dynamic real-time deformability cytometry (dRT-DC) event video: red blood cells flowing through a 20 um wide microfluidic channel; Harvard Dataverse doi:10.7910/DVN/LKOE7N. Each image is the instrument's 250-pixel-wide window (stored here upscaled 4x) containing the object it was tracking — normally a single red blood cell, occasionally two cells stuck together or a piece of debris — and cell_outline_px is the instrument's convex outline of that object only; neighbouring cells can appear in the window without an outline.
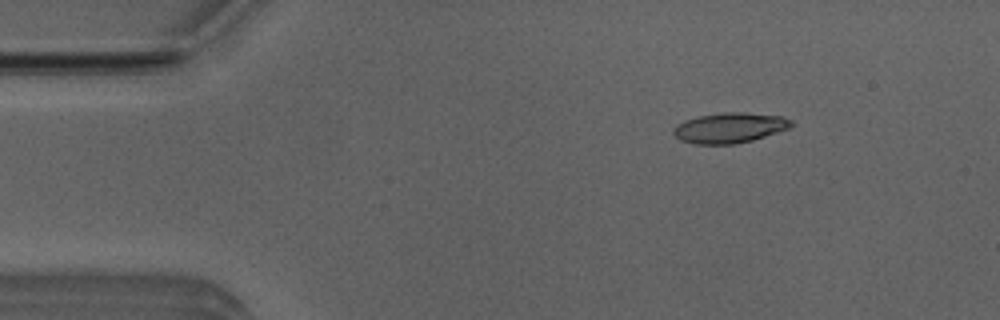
{"species": "Egyptian fruit bat (a non-hibernating species)", "species_latin": "Rousettus aegyptiacus", "temperature_condition": "room temperature", "stored_images_in_passage": 4, "camera_frame_rate_fps": 3000, "um_per_image_px": 0.085, "animal": {"sex": "male"}, "frame": {"image": 1, "passage_image": 2, "time_ms": 0.333, "image_size_px": [1000, 320], "cell_outline_px": [[796, 124], [792, 128], [752, 140], [732, 144], [696, 144], [680, 140], [672, 132], [672, 128], [676, 124], [684, 120], [700, 116], [724, 112], [744, 112], [784, 116], [792, 120]], "centroid_in_image_um": [62.06, 10.85], "position_along_channel_um": 22.9, "area_um2": 21.04}}